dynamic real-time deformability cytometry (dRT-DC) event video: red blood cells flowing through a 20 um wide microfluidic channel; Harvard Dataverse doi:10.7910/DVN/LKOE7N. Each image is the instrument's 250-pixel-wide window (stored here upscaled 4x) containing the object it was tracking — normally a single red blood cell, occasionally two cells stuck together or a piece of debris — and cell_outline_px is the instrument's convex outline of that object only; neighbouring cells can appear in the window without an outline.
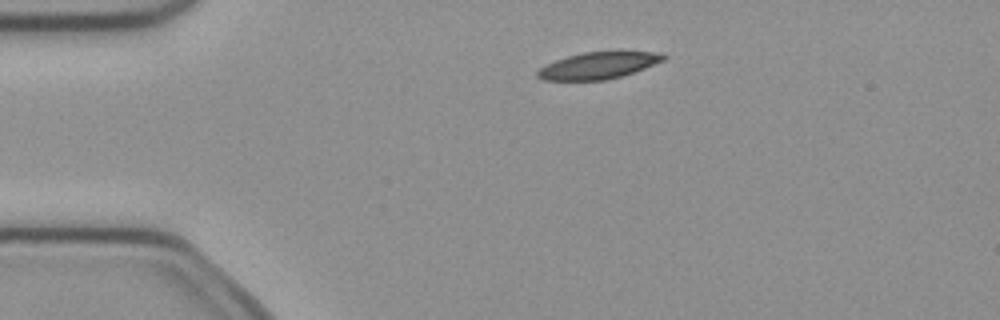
{"species": "common noctule bat (a hibernating species)", "species_latin": "Nyctalus noctula", "temperature_condition": "cold", "stored_images_in_passage": 2, "camera_frame_rate_fps": 3000, "um_per_image_px": 0.085, "animal": {"sex": "female", "body_mass_g": 21.9}, "frame": {"image": 1, "passage_image": 1, "time_ms": 0.0, "image_size_px": [1000, 320], "cell_outline_px": [[668, 56], [664, 60], [644, 68], [620, 76], [604, 80], [544, 80], [536, 76], [536, 72], [540, 68], [556, 60], [568, 56], [584, 52], [664, 52]], "centroid_in_image_um": [50.86, 5.56], "position_along_channel_um": 34.1, "area_um2": 19.31}}